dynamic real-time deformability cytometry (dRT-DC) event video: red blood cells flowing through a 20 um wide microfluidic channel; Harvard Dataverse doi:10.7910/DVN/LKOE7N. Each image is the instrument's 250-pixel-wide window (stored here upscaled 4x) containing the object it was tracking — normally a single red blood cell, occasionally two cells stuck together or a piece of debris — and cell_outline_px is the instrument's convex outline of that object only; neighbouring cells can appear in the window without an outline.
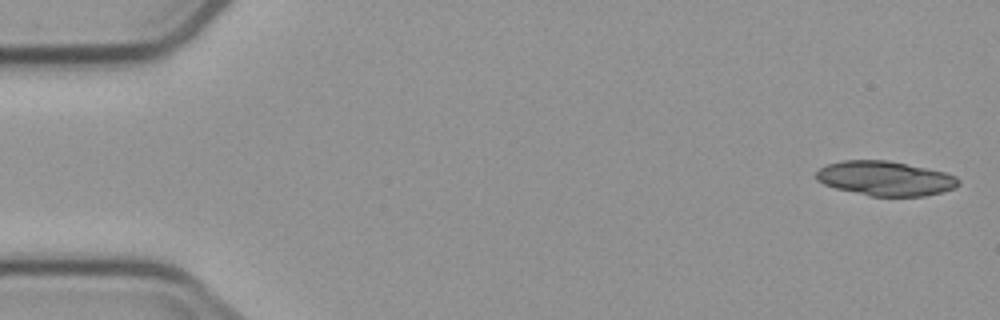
{"species": "common noctule bat (a hibernating species)", "species_latin": "Nyctalus noctula", "temperature_condition": "cold", "stored_images_in_passage": 5, "segment_of_instrument_passage": [2, 2], "camera_frame_rate_fps": 3000, "um_per_image_px": 0.085, "animal": {"sex": "male", "body_mass_g": 23.1, "forearm_length_mm": 52.7}, "frame": {"image": 1, "passage_image": 5, "time_ms": 6.0, "image_size_px": [1000, 320], "cell_outline_px": [[960, 184], [956, 188], [944, 192], [924, 196], [872, 196], [836, 188], [824, 184], [816, 180], [816, 172], [820, 168], [828, 164], [844, 160], [888, 160], [944, 172], [956, 176], [960, 180]], "centroid_in_image_um": [75.28, 15.17], "position_along_channel_um": 9.7, "area_um2": 28.61}}